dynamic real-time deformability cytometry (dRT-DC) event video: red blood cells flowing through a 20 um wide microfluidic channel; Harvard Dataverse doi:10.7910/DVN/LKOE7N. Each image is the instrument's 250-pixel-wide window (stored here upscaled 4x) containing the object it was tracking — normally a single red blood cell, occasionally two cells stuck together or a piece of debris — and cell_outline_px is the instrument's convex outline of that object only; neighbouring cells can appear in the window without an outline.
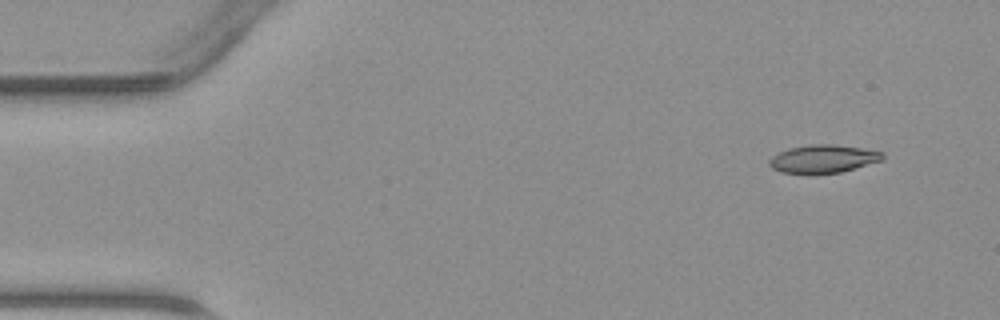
{"species": "common noctule bat (a hibernating species)", "species_latin": "Nyctalus noctula", "temperature_condition": "warm", "stored_images_in_passage": 41, "camera_frame_rate_fps": 3000, "um_per_image_px": 0.085, "animal": {"sex": "male", "body_mass_g": 23.1, "forearm_length_mm": 52.7}, "frame": {"image": 1, "passage_image": 1, "time_ms": 0.0, "image_size_px": [1000, 320], "cell_outline_px": [[884, 160], [840, 172], [816, 176], [780, 172], [772, 168], [768, 164], [768, 160], [772, 156], [788, 148], [812, 144], [832, 144], [860, 148], [884, 152]], "centroid_in_image_um": [69.94, 13.53], "position_along_channel_um": 15.1, "area_um2": 19.02}}
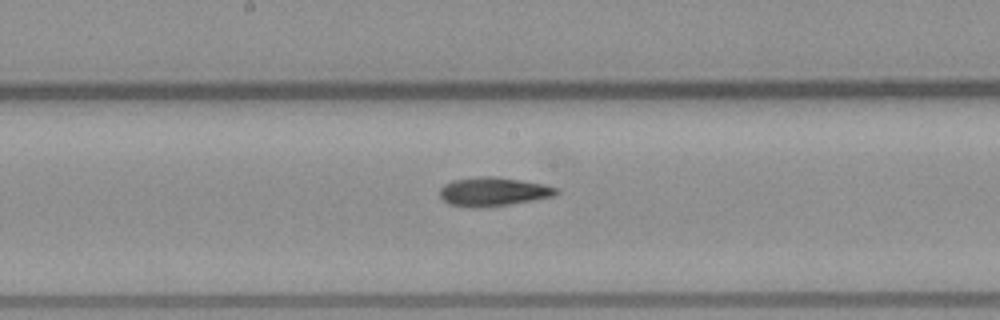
{"frame": {"image": 2, "passage_image": 21, "time_ms": 6.667, "image_size_px": [1000, 320], "cell_outline_px": [[560, 192], [552, 196], [532, 200], [508, 204], [480, 208], [472, 208], [448, 204], [440, 196], [440, 188], [444, 184], [452, 180], [480, 176], [492, 176], [520, 180], [540, 184], [556, 188]], "centroid_in_image_um": [41.85, 16.29], "position_along_channel_um": 206.3, "area_um2": 19.36}}
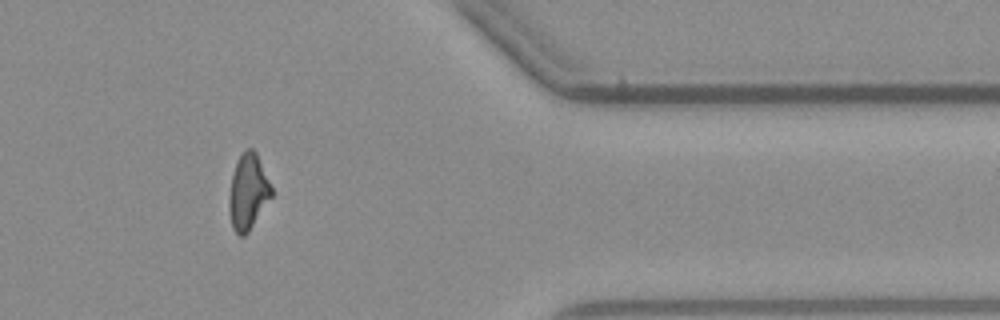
{"frame": {"image": 3, "passage_image": 35, "time_ms": 11.333, "image_size_px": [1000, 320], "cell_outline_px": [[272, 196], [248, 232], [244, 236], [240, 236], [232, 228], [228, 208], [228, 200], [232, 176], [236, 160], [248, 148], [252, 148], [256, 152], [272, 188]], "centroid_in_image_um": [21.07, 16.32], "position_along_channel_um": 390.3, "area_um2": 18.5}}